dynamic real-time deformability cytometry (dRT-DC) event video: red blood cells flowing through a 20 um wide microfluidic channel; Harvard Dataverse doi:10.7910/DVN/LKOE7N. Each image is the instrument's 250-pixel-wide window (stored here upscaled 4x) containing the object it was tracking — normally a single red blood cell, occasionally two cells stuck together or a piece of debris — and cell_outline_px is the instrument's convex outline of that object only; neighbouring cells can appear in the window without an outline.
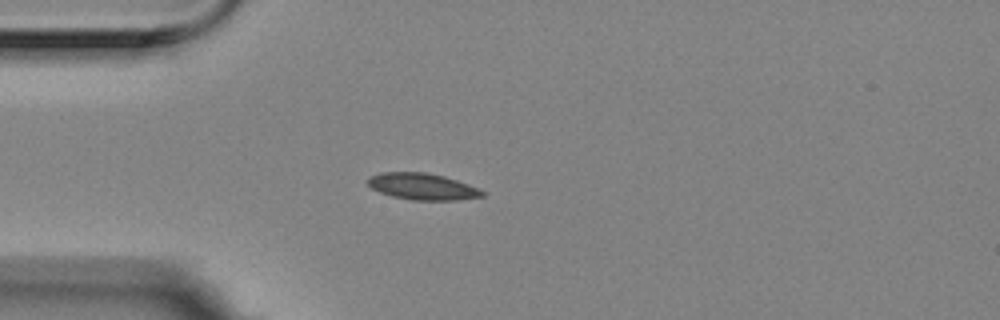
{"species": "Egyptian fruit bat (a non-hibernating species)", "species_latin": "Rousettus aegyptiacus", "temperature_condition": "room temperature", "stored_images_in_passage": 6, "camera_frame_rate_fps": 3000, "um_per_image_px": 0.085, "animal": {"sex": "female"}, "frame": {"image": 1, "passage_image": 5, "time_ms": 1.333, "image_size_px": [1000, 320], "cell_outline_px": [[488, 192], [484, 196], [456, 200], [412, 200], [392, 196], [380, 192], [372, 188], [368, 184], [368, 180], [372, 176], [380, 172], [424, 172], [444, 176], [480, 188]], "centroid_in_image_um": [35.96, 15.86], "position_along_channel_um": 49.0, "area_um2": 17.69}}